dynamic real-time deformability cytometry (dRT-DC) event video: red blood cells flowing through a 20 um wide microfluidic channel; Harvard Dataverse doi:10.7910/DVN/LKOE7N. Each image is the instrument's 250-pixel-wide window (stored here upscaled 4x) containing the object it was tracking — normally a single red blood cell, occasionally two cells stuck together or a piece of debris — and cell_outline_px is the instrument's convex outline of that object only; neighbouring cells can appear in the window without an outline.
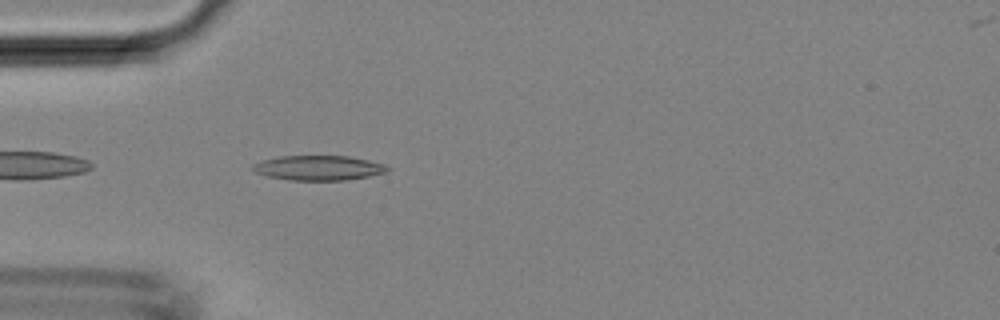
{"species": "Egyptian fruit bat (a non-hibernating species)", "species_latin": "Rousettus aegyptiacus", "temperature_condition": "room temperature", "stored_images_in_passage": 33, "camera_frame_rate_fps": 3000, "um_per_image_px": 0.085, "animal": {"sex": "female"}, "frame": {"image": 1, "passage_image": 2, "time_ms": 0.333, "image_size_px": [1000, 320], "cell_outline_px": [[392, 168], [388, 172], [348, 180], [288, 180], [264, 176], [248, 168], [252, 164], [264, 160], [280, 156], [348, 156], [368, 160], [384, 164]], "centroid_in_image_um": [27.06, 14.27], "position_along_channel_um": 57.9, "area_um2": 19.65}}
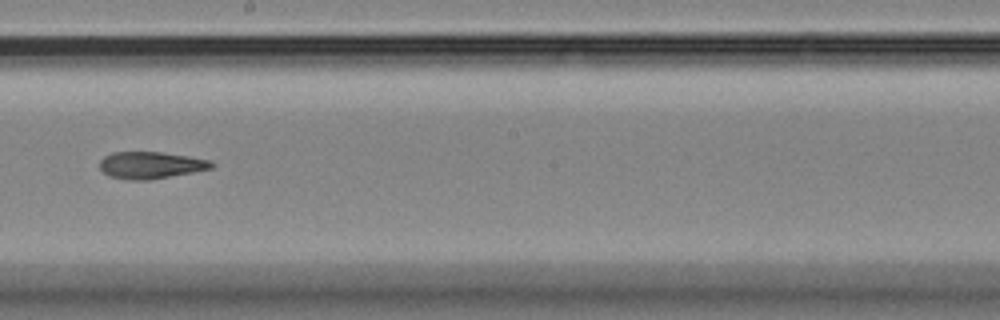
{"frame": {"image": 2, "passage_image": 14, "time_ms": 4.333, "image_size_px": [1000, 320], "cell_outline_px": [[216, 164], [212, 168], [152, 180], [132, 180], [108, 176], [100, 168], [100, 160], [104, 156], [112, 152], [160, 152], [188, 156], [212, 160]], "centroid_in_image_um": [12.83, 14.04], "position_along_channel_um": 235.4, "area_um2": 17.63}}
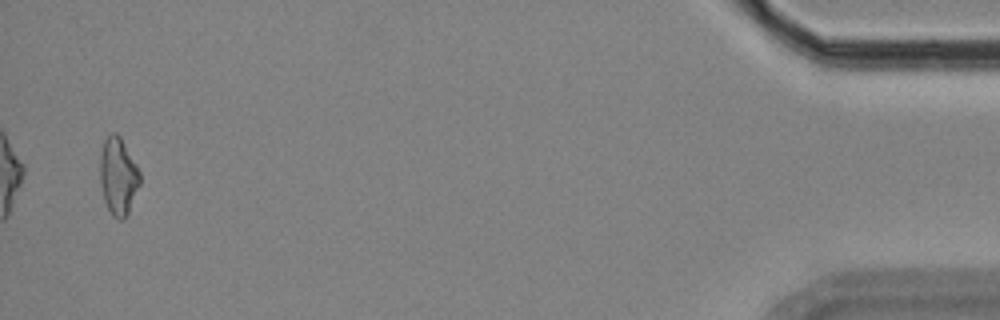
{"frame": {"image": 3, "passage_image": 32, "time_ms": 10.333, "image_size_px": [1000, 320], "cell_outline_px": [[140, 184], [128, 216], [124, 220], [120, 220], [112, 216], [104, 200], [100, 184], [100, 152], [104, 140], [112, 132], [116, 132], [120, 136], [136, 164], [140, 172]], "centroid_in_image_um": [10.05, 15.01], "position_along_channel_um": 425.2, "area_um2": 18.21}}